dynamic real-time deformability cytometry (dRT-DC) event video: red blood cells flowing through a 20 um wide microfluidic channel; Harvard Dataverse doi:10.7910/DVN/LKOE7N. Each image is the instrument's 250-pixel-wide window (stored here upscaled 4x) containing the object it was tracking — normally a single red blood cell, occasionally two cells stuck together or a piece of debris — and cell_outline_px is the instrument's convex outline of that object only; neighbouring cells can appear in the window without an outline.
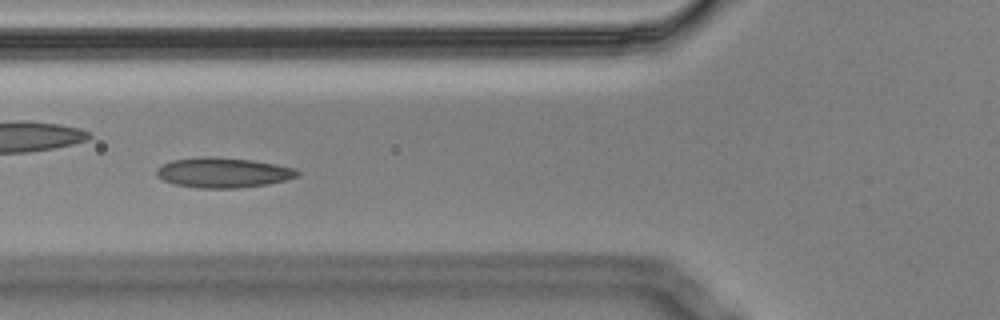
{"species": "Egyptian fruit bat (a non-hibernating species)", "species_latin": "Rousettus aegyptiacus", "temperature_condition": "cold", "stored_images_in_passage": 4, "camera_frame_rate_fps": 3000, "um_per_image_px": 0.085, "animal": {"sex": "male"}, "frame": {"image": 1, "passage_image": 2, "time_ms": 0.333, "image_size_px": [1000, 320], "cell_outline_px": [[300, 176], [268, 184], [240, 188], [196, 188], [176, 184], [164, 180], [156, 176], [156, 168], [160, 164], [172, 160], [200, 156], [212, 156], [252, 160], [296, 168], [300, 172]], "centroid_in_image_um": [18.95, 14.66], "position_along_channel_um": 106.9, "area_um2": 24.91}}